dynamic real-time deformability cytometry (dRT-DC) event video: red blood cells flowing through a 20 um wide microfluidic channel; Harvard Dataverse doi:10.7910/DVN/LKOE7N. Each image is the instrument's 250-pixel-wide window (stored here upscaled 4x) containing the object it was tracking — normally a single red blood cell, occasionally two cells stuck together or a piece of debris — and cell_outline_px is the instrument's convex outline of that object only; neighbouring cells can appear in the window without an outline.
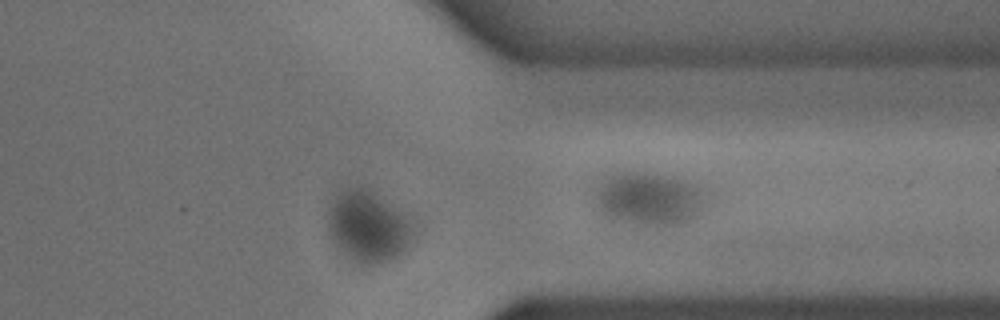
{"species": "common noctule bat (a hibernating species)", "species_latin": "Nyctalus noctula", "temperature_condition": "cold", "stored_images_in_passage": 31, "camera_frame_rate_fps": 3000, "um_per_image_px": 0.085, "animal": {"sex": "male", "body_mass_g": 18.8}, "frame": {"image": 1, "passage_image": 27, "time_ms": 8.667, "image_size_px": [1000, 320], "cell_outline_px": [[420, 240], [408, 252], [396, 260], [384, 264], [364, 264], [356, 260], [344, 252], [336, 244], [332, 236], [328, 224], [332, 204], [340, 192], [344, 188], [364, 188], [388, 204], [404, 216], [420, 232]], "centroid_in_image_um": [31.47, 19.37], "position_along_channel_um": 379.9, "area_um2": 35.2}}